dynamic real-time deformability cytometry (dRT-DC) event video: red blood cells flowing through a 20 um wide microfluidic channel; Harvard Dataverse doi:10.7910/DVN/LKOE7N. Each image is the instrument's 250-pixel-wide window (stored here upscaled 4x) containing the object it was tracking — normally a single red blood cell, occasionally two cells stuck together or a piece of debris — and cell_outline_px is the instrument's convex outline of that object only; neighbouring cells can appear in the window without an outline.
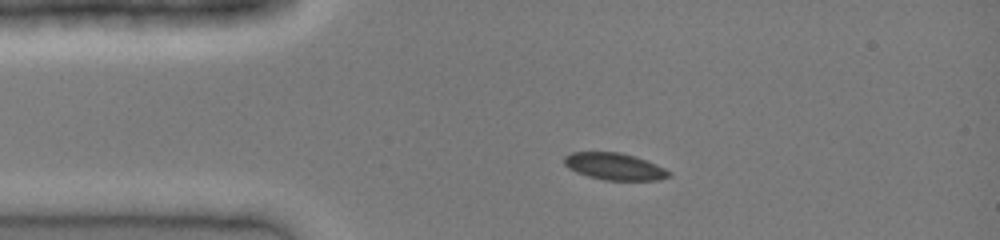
{"species": "common noctule bat (a hibernating species)", "species_latin": "Nyctalus noctula", "temperature_condition": "cold", "stored_images_in_passage": 9, "camera_frame_rate_fps": 3000, "um_per_image_px": 0.085, "animal": {"sex": "female", "body_mass_g": 19.0, "forearm_length_mm": 51.5}, "frame": {"image": 1, "passage_image": 4, "time_ms": 1.0, "image_size_px": [1000, 240], "cell_outline_px": [[672, 176], [656, 180], [604, 180], [588, 176], [576, 172], [568, 168], [564, 164], [564, 156], [572, 152], [620, 152], [656, 164], [672, 172]], "centroid_in_image_um": [52.22, 14.15], "position_along_channel_um": 32.8, "area_um2": 16.36}}
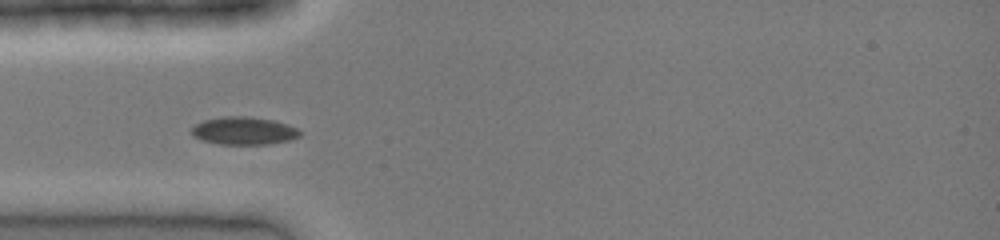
{"frame": {"image": 2, "passage_image": 7, "time_ms": 2.0, "image_size_px": [1000, 240], "cell_outline_px": [[300, 136], [288, 140], [268, 144], [220, 144], [200, 140], [192, 136], [192, 128], [196, 124], [204, 120], [224, 116], [248, 116], [272, 120], [288, 124], [296, 128], [300, 132]], "centroid_in_image_um": [20.7, 11.11], "position_along_channel_um": 64.3, "area_um2": 17.46}}
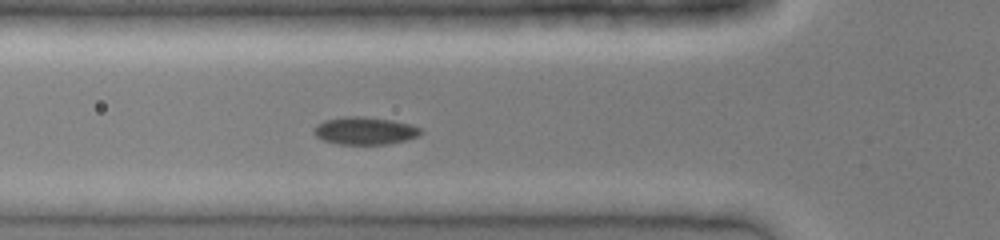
{"frame": {"image": 3, "passage_image": 9, "time_ms": 2.667, "image_size_px": [1000, 240], "cell_outline_px": [[424, 132], [416, 136], [404, 140], [388, 144], [340, 144], [324, 140], [316, 136], [312, 132], [316, 124], [324, 120], [344, 116], [364, 116], [392, 120], [408, 124], [420, 128]], "centroid_in_image_um": [30.97, 11.1], "position_along_channel_um": 94.8, "area_um2": 17.11}}